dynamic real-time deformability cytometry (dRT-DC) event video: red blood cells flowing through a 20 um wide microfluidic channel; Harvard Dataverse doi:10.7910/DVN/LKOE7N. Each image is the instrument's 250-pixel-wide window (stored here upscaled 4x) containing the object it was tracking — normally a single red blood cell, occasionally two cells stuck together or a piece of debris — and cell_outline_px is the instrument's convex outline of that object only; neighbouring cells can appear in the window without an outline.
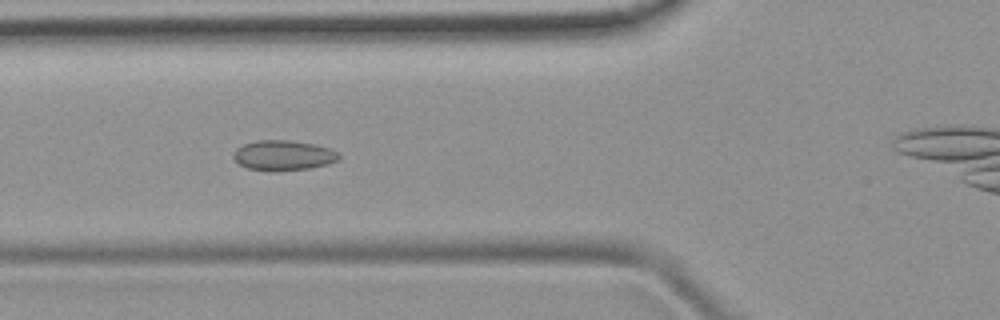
{"species": "common noctule bat (a hibernating species)", "species_latin": "Nyctalus noctula", "temperature_condition": "room temperature", "stored_images_in_passage": 45, "camera_frame_rate_fps": 3000, "um_per_image_px": 0.085, "animal": {"sex": "female", "body_mass_g": 19.9}, "frame": {"image": 1, "passage_image": 14, "time_ms": 4.333, "image_size_px": [1000, 320], "cell_outline_px": [[340, 160], [328, 164], [308, 168], [280, 172], [272, 172], [248, 168], [240, 164], [232, 156], [236, 148], [244, 144], [256, 140], [288, 140], [312, 144], [328, 148], [336, 152], [340, 156]], "centroid_in_image_um": [24.07, 13.22], "position_along_channel_um": 101.7, "area_um2": 18.55}}
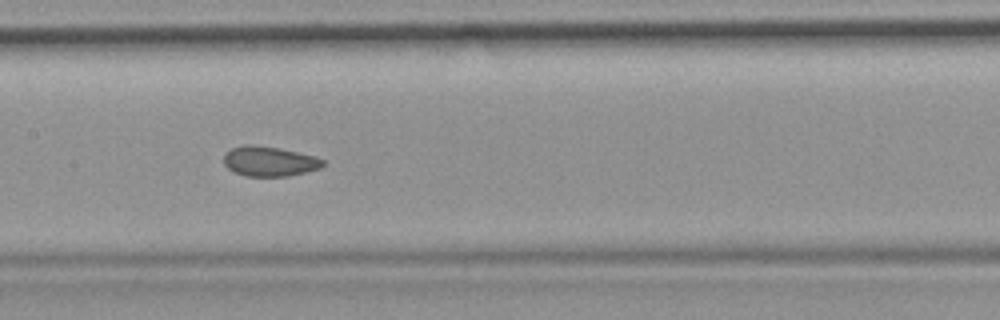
{"frame": {"image": 2, "passage_image": 20, "time_ms": 6.333, "image_size_px": [1000, 320], "cell_outline_px": [[324, 164], [320, 168], [288, 176], [248, 176], [236, 172], [228, 168], [224, 164], [224, 156], [232, 148], [244, 144], [252, 144], [280, 148], [312, 156], [324, 160]], "centroid_in_image_um": [22.88, 13.7], "position_along_channel_um": 184.5, "area_um2": 16.99}}